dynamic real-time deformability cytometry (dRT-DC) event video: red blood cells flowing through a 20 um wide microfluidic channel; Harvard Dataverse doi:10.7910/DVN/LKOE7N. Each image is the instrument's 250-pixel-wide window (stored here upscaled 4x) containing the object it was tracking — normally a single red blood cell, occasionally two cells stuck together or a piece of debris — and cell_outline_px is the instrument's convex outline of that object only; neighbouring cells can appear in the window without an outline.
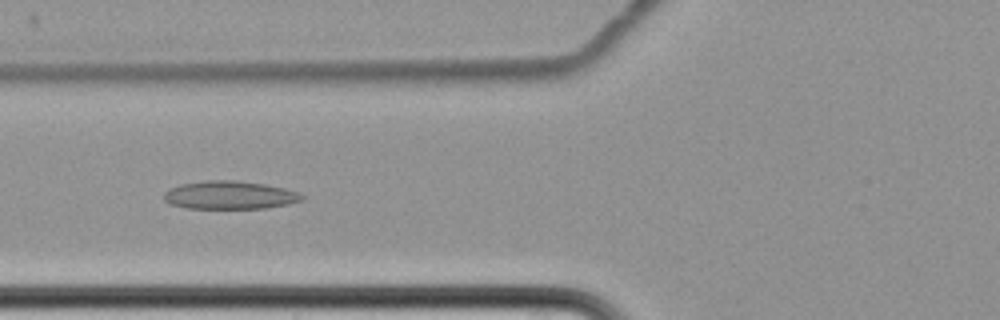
{"species": "common noctule bat (a hibernating species)", "species_latin": "Nyctalus noctula", "temperature_condition": "cold", "stored_images_in_passage": 15, "camera_frame_rate_fps": 3000, "um_per_image_px": 0.085, "animal": {"sex": "female", "body_mass_g": 22.7, "forearm_length_mm": 54.2}, "frame": {"image": 1, "passage_image": 7, "time_ms": 8.0, "image_size_px": [1000, 320], "cell_outline_px": [[304, 200], [288, 204], [264, 208], [184, 208], [168, 204], [164, 200], [164, 192], [168, 188], [180, 184], [204, 180], [236, 180], [264, 184], [284, 188], [300, 192], [304, 196]], "centroid_in_image_um": [19.5, 16.58], "position_along_channel_um": 106.3, "area_um2": 22.89}}
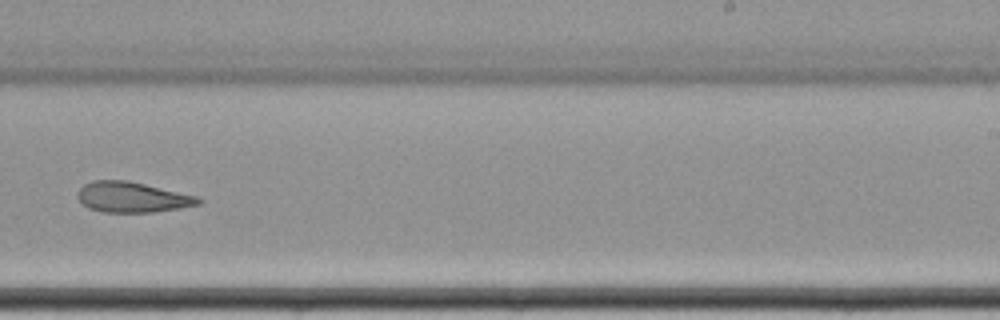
{"frame": {"image": 2, "passage_image": 11, "time_ms": 13.0, "image_size_px": [1000, 320], "cell_outline_px": [[204, 200], [200, 204], [180, 208], [152, 212], [104, 212], [88, 208], [80, 204], [76, 196], [76, 192], [84, 184], [92, 180], [128, 180], [196, 196]], "centroid_in_image_um": [11.18, 16.76], "position_along_channel_um": 277.8, "area_um2": 21.56}}
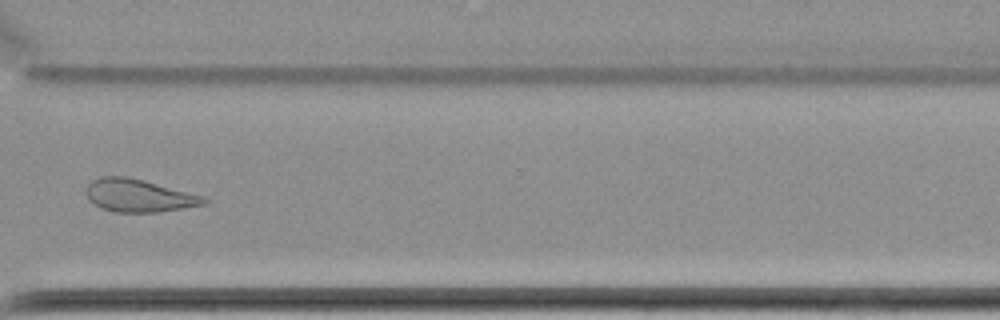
{"frame": {"image": 3, "passage_image": 13, "time_ms": 15.333, "image_size_px": [1000, 320], "cell_outline_px": [[208, 204], [160, 212], [116, 212], [100, 208], [92, 204], [88, 200], [84, 192], [88, 184], [92, 180], [100, 176], [124, 176], [204, 196], [208, 200]], "centroid_in_image_um": [11.75, 16.64], "position_along_channel_um": 358.9, "area_um2": 22.48}, "authors_computed_cell_mechanics": {"area_um2": 24.5072, "velocity_mm_per_s": 3.4344, "shape_relaxation_time_tau1_ms": null, "shape_relaxation_time_tau2_ms": 3.497, "deformation_change_tau1": null, "deformation_change_tau2": 0.0752}}